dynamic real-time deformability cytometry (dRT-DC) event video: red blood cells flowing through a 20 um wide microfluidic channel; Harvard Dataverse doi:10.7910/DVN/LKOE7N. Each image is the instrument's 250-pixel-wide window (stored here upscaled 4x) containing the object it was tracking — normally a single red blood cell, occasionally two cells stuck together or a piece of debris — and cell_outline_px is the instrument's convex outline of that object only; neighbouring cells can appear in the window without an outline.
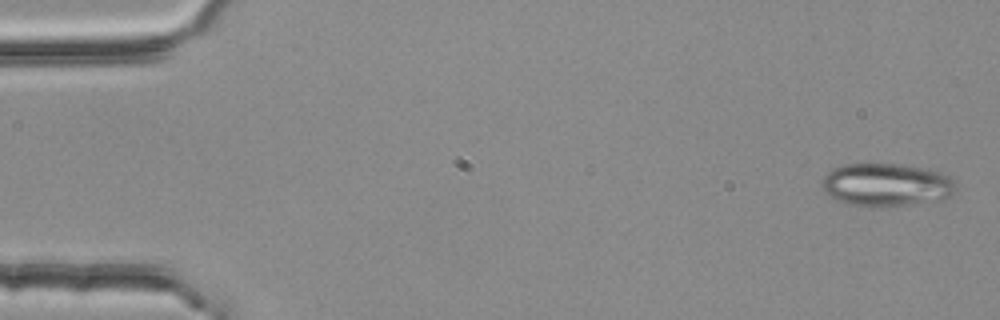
{"species": "common noctule bat (a hibernating species)", "species_latin": "Nyctalus noctula", "temperature_condition": "room temperature", "stored_images_in_passage": 4, "camera_frame_rate_fps": 3000, "um_per_image_px": 0.085, "animal": {"sex": "female", "body_mass_g": 25.1}, "frame": {"image": 1, "passage_image": 1, "time_ms": 0.0, "image_size_px": [1000, 320], "cell_outline_px": [[960, 188], [956, 192], [940, 200], [884, 208], [872, 208], [848, 204], [836, 200], [828, 196], [824, 192], [824, 176], [832, 168], [844, 164], [892, 164], [924, 168], [940, 172], [948, 176]], "centroid_in_image_um": [75.35, 15.74], "position_along_channel_um": 9.6, "area_um2": 33.93}}